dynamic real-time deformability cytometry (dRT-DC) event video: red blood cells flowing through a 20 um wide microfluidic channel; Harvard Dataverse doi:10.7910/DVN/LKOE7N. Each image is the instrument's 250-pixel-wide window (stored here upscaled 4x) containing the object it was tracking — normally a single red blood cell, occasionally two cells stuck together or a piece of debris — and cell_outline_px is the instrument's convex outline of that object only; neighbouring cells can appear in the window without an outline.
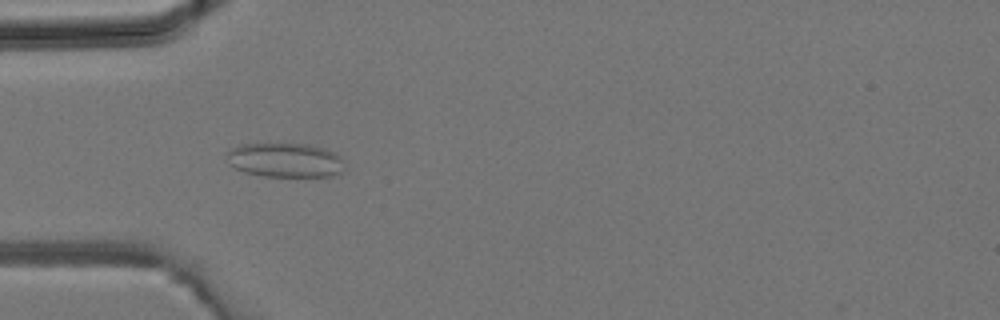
{"species": "common noctule bat (a hibernating species)", "species_latin": "Nyctalus noctula", "temperature_condition": "room temperature", "stored_images_in_passage": 5, "camera_frame_rate_fps": 3000, "um_per_image_px": 0.085, "animal": {"sex": "male", "body_mass_g": 19.2, "forearm_length_mm": 51.8}, "frame": {"image": 1, "passage_image": 4, "time_ms": 1.0, "image_size_px": [1000, 320], "cell_outline_px": [[344, 168], [340, 172], [332, 176], [264, 176], [244, 172], [236, 168], [232, 164], [224, 152], [240, 144], [308, 144], [324, 148], [340, 156]], "centroid_in_image_um": [24.23, 13.6], "position_along_channel_um": 60.8, "area_um2": 23.35}}